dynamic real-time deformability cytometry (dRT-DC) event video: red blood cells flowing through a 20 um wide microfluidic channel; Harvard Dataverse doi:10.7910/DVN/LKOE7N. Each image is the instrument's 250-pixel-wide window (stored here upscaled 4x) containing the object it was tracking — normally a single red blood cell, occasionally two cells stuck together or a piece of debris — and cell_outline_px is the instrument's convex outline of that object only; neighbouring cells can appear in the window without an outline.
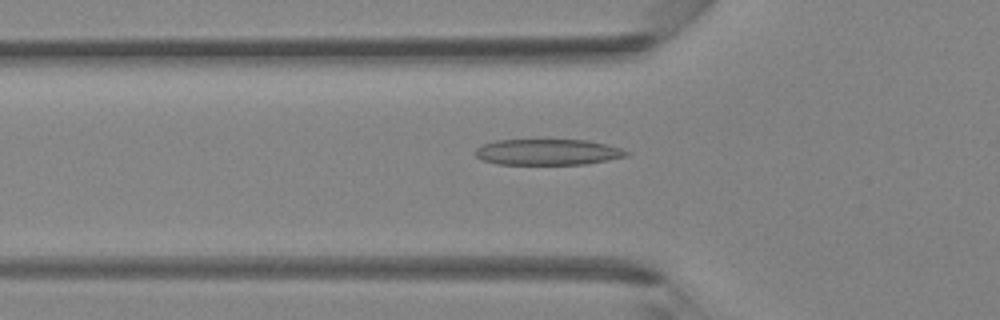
{"species": "Egyptian fruit bat (a non-hibernating species)", "species_latin": "Rousettus aegyptiacus", "temperature_condition": "room temperature", "stored_images_in_passage": 33, "camera_frame_rate_fps": 3000, "um_per_image_px": 0.085, "animal": {"sex": "female"}, "frame": {"image": 1, "passage_image": 6, "time_ms": 1.667, "image_size_px": [1000, 320], "cell_outline_px": [[632, 152], [628, 156], [608, 160], [584, 164], [496, 164], [484, 160], [476, 156], [476, 148], [484, 144], [496, 140], [588, 140], [608, 144]], "centroid_in_image_um": [46.61, 12.92], "position_along_channel_um": 79.2, "area_um2": 22.83}}
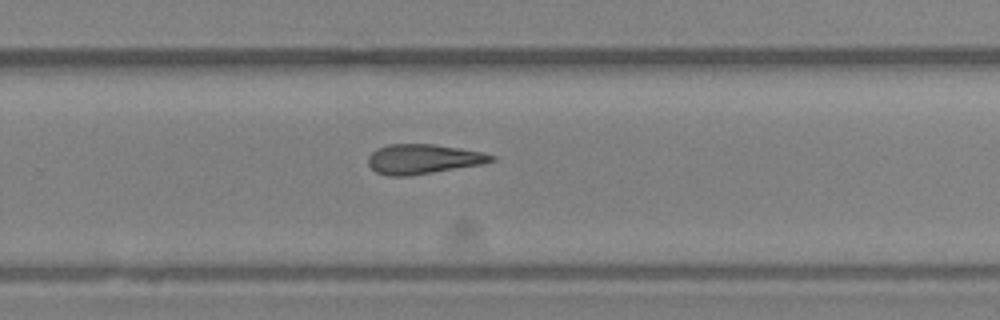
{"frame": {"image": 2, "passage_image": 19, "time_ms": 6.0, "image_size_px": [1000, 320], "cell_outline_px": [[496, 160], [484, 164], [408, 176], [388, 176], [376, 172], [368, 164], [368, 156], [376, 148], [388, 144], [432, 144], [460, 148], [480, 152], [496, 156]], "centroid_in_image_um": [35.96, 13.52], "position_along_channel_um": 293.8, "area_um2": 21.39}}
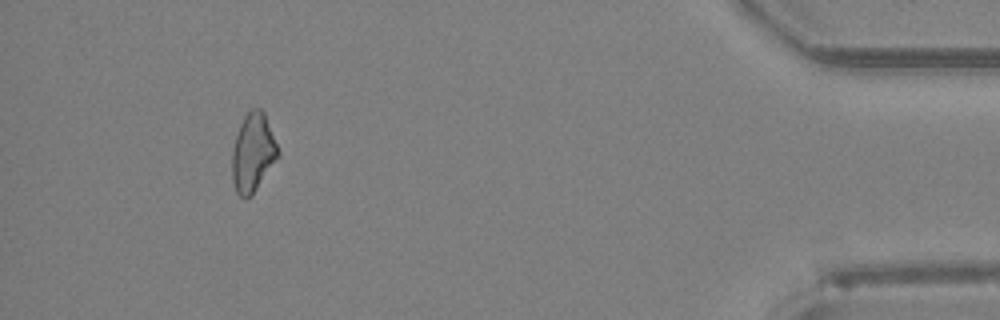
{"frame": {"image": 3, "passage_image": 30, "time_ms": 9.667, "image_size_px": [1000, 320], "cell_outline_px": [[280, 156], [252, 196], [244, 200], [236, 192], [232, 180], [232, 148], [240, 124], [244, 116], [252, 108], [260, 108], [264, 112], [280, 152]], "centroid_in_image_um": [21.5, 13.01], "position_along_channel_um": 413.7, "area_um2": 21.27}}